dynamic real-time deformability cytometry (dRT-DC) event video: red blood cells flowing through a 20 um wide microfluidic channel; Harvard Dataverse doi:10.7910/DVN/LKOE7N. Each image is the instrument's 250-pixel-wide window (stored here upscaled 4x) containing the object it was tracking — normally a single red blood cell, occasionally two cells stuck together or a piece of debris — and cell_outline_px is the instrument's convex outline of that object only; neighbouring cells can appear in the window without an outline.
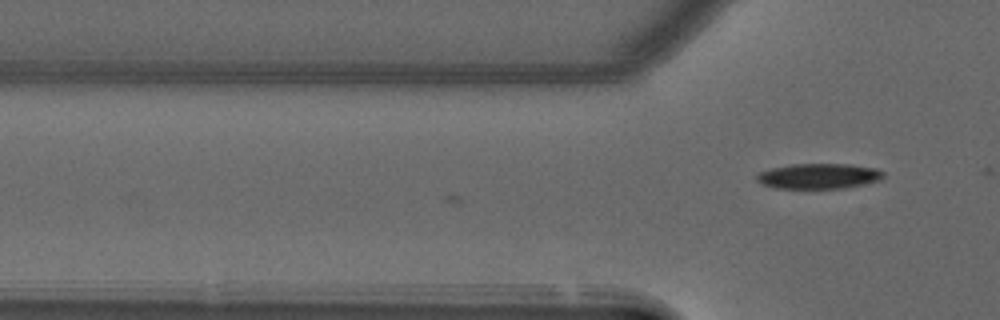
{"species": "common noctule bat (a hibernating species)", "species_latin": "Nyctalus noctula", "temperature_condition": "warm", "stored_images_in_passage": 11, "camera_frame_rate_fps": 3000, "um_per_image_px": 0.085, "animal": {"sex": "male", "forearm_length_mm": 52.5}, "frame": {"image": 1, "passage_image": 11, "time_ms": 3.333, "image_size_px": [1000, 320], "cell_outline_px": [[884, 176], [880, 180], [844, 188], [776, 188], [764, 184], [756, 180], [756, 176], [760, 172], [772, 168], [792, 164], [852, 164], [876, 168], [884, 172]], "centroid_in_image_um": [69.62, 14.96], "position_along_channel_um": 56.2, "area_um2": 18.55}}